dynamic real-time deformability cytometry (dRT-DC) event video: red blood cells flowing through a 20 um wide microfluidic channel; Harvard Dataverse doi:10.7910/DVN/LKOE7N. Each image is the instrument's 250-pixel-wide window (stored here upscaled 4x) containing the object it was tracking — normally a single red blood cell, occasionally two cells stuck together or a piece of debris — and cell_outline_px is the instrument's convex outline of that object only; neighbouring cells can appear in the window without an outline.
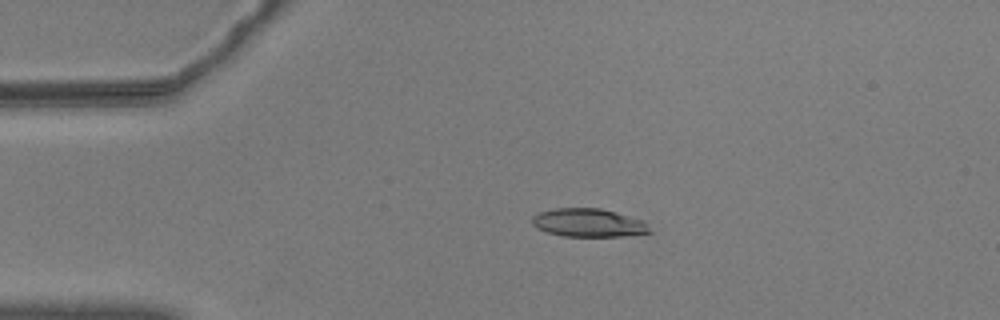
{"species": "common noctule bat (a hibernating species)", "species_latin": "Nyctalus noctula", "temperature_condition": "warm", "stored_images_in_passage": 52, "camera_frame_rate_fps": 3000, "um_per_image_px": 0.085, "animal": {"sex": "male", "body_mass_g": 20.5, "forearm_length_mm": 52.5}, "frame": {"image": 1, "passage_image": 8, "time_ms": 2.333, "image_size_px": [1000, 320], "cell_outline_px": [[652, 232], [624, 236], [564, 236], [548, 232], [536, 228], [532, 224], [532, 216], [536, 212], [556, 208], [600, 208], [616, 212], [644, 220]], "centroid_in_image_um": [50.0, 18.93], "position_along_channel_um": 35.0, "area_um2": 19.48}}
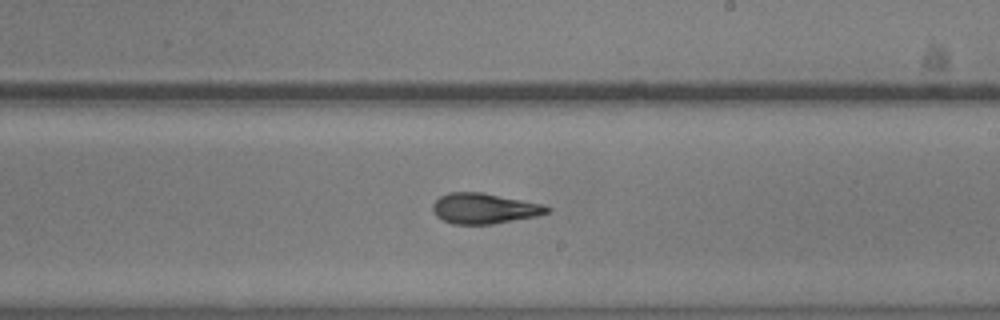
{"frame": {"image": 2, "passage_image": 29, "time_ms": 9.333, "image_size_px": [1000, 320], "cell_outline_px": [[552, 208], [548, 212], [536, 216], [492, 224], [452, 224], [440, 220], [436, 216], [432, 208], [432, 204], [440, 196], [448, 192], [480, 192], [544, 204]], "centroid_in_image_um": [41.13, 17.72], "position_along_channel_um": 247.9, "area_um2": 20.35}}
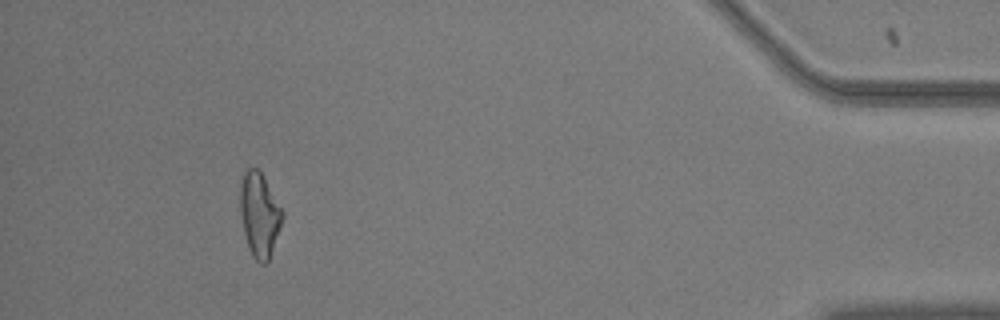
{"frame": {"image": 3, "passage_image": 48, "time_ms": 15.667, "image_size_px": [1000, 320], "cell_outline_px": [[284, 216], [268, 260], [264, 264], [260, 264], [252, 256], [248, 248], [240, 216], [240, 184], [244, 172], [248, 168], [256, 168], [260, 172], [284, 212]], "centroid_in_image_um": [22.03, 18.26], "position_along_channel_um": 413.2, "area_um2": 20.46}, "authors_computed_cell_mechanics": {"area_um2": 20.2878, "velocity_mm_per_s": 3.5917, "shape_relaxation_time_tau1_ms": 3.4668, "shape_relaxation_time_tau2_ms": 2.4613, "deformation_change_tau1": 0.1539, "deformation_change_tau2": 0.1173}}